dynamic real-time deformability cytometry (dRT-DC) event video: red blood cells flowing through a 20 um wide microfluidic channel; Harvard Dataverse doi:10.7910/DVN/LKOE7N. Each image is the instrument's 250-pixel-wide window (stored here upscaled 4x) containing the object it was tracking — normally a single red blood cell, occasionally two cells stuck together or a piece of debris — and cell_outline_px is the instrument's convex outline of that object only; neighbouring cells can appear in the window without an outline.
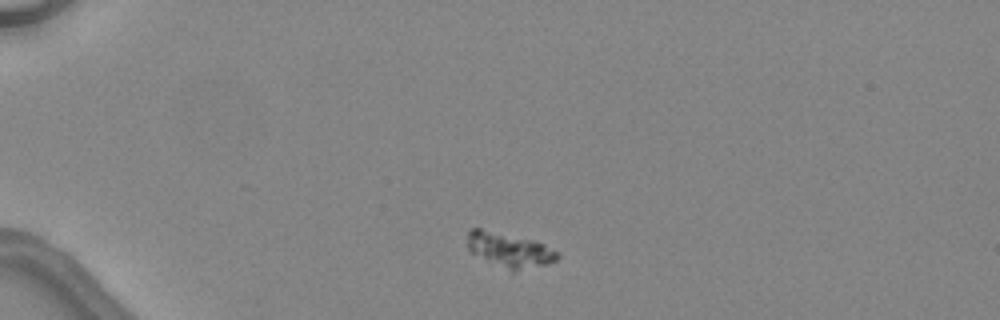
{"species": "common noctule bat (a hibernating species)", "species_latin": "Nyctalus noctula", "temperature_condition": "warm", "stored_images_in_passage": 2, "camera_frame_rate_fps": 3000, "um_per_image_px": 0.085, "animal": {"sex": "female", "body_mass_g": 24.6, "forearm_length_mm": 56.2}, "frame": {"image": 1, "passage_image": 1, "time_ms": 0.0, "image_size_px": [1000, 320], "cell_outline_px": [[560, 256], [556, 260], [548, 264], [516, 272], [512, 272], [472, 252], [468, 248], [468, 228], [480, 228], [532, 240], [544, 244], [560, 252]], "centroid_in_image_um": [43.36, 21.26], "position_along_channel_um": 41.6, "area_um2": 18.03}}